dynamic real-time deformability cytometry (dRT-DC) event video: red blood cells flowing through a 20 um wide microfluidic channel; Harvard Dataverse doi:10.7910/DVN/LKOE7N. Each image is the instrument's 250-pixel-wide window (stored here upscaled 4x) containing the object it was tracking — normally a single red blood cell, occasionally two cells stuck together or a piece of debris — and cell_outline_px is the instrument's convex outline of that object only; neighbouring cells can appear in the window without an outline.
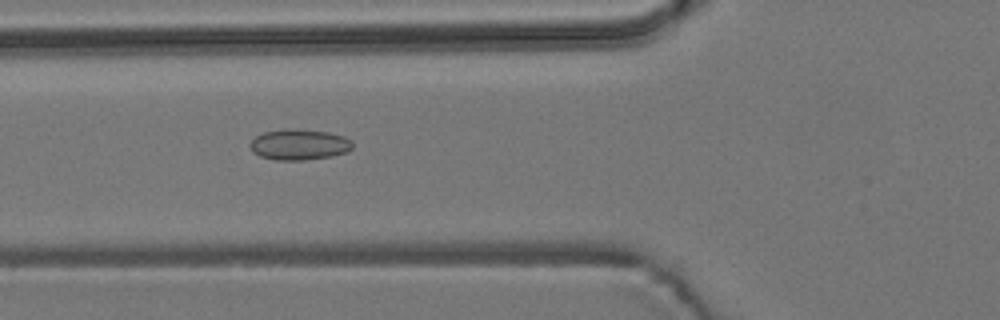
{"species": "common noctule bat (a hibernating species)", "species_latin": "Nyctalus noctula", "temperature_condition": "room temperature", "stored_images_in_passage": 37, "camera_frame_rate_fps": 3000, "um_per_image_px": 0.085, "animal": {"sex": "male", "body_mass_g": 19.2, "forearm_length_mm": 51.8}, "frame": {"image": 1, "passage_image": 8, "time_ms": 2.333, "image_size_px": [1000, 320], "cell_outline_px": [[352, 148], [348, 152], [332, 156], [304, 160], [276, 160], [260, 156], [252, 152], [248, 144], [256, 136], [264, 132], [288, 128], [292, 128], [328, 132], [344, 136], [352, 140]], "centroid_in_image_um": [25.43, 12.29], "position_along_channel_um": 100.4, "area_um2": 18.55}}
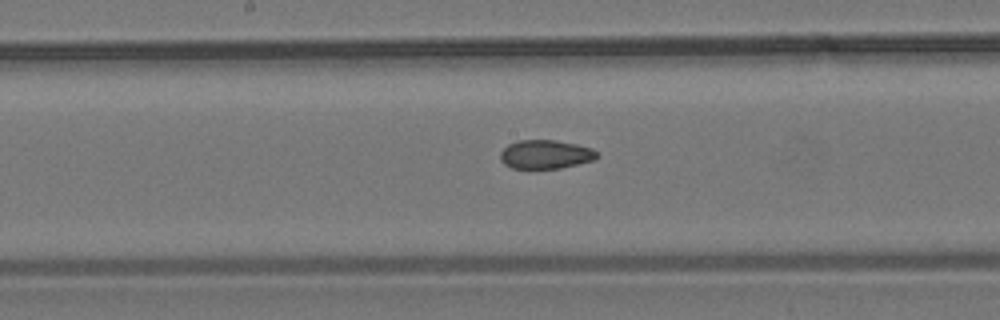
{"frame": {"image": 2, "passage_image": 16, "time_ms": 5.0, "image_size_px": [1000, 320], "cell_outline_px": [[600, 156], [592, 160], [560, 168], [512, 168], [504, 164], [500, 160], [500, 152], [508, 144], [516, 140], [556, 140], [576, 144], [592, 148]], "centroid_in_image_um": [46.34, 13.11], "position_along_channel_um": 201.9, "area_um2": 16.18}}
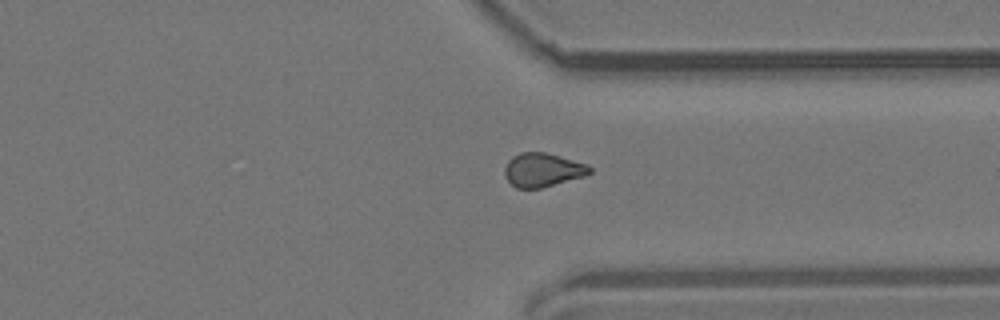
{"frame": {"image": 3, "passage_image": 29, "time_ms": 9.333, "image_size_px": [1000, 320], "cell_outline_px": [[592, 172], [584, 176], [540, 188], [516, 188], [504, 176], [504, 168], [508, 160], [512, 156], [520, 152], [544, 152], [588, 164], [592, 168]], "centroid_in_image_um": [46.11, 14.43], "position_along_channel_um": 365.3, "area_um2": 16.7}, "authors_computed_cell_mechanics": {"area_um2": 16.7042, "velocity_mm_per_s": 3.7835, "shape_relaxation_time_tau1_ms": null, "shape_relaxation_time_tau2_ms": 3.4694, "deformation_change_tau1": null, "deformation_change_tau2": 0.0882}}